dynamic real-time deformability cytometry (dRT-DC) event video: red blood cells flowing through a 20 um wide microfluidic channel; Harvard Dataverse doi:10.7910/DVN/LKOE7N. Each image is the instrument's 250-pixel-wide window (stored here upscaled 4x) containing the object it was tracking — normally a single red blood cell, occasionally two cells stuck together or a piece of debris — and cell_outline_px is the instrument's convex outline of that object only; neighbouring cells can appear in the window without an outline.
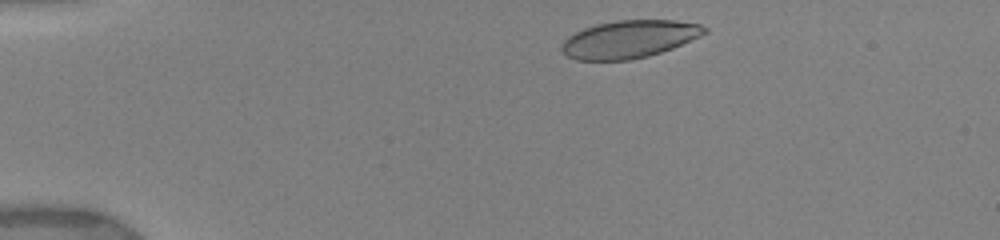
{"species": "human", "species_latin": "Homo sapiens", "temperature_condition": "warm", "stored_images_in_passage": 40, "camera_frame_rate_fps": 3000, "um_per_image_px": 0.085, "donor": {"sex": "female"}, "frame": {"image": 1, "passage_image": 3, "time_ms": 0.667, "image_size_px": [1000, 240], "cell_outline_px": [[708, 32], [700, 36], [672, 48], [648, 56], [628, 60], [576, 60], [568, 56], [560, 48], [560, 44], [568, 36], [584, 28], [596, 24], [616, 20], [676, 20], [700, 24], [708, 28]], "centroid_in_image_um": [53.48, 3.32], "position_along_channel_um": 31.5, "area_um2": 31.33}}
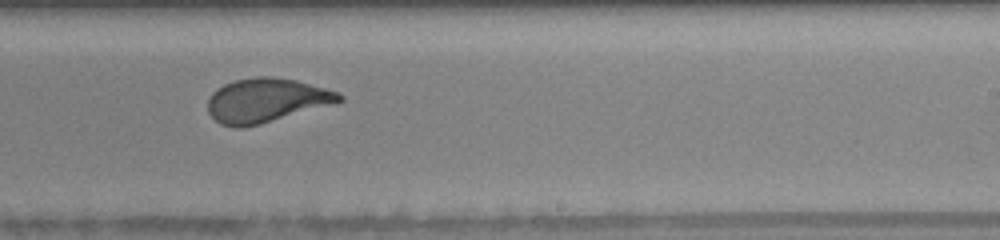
{"frame": {"image": 2, "passage_image": 23, "time_ms": 8.333, "image_size_px": [1000, 240], "cell_outline_px": [[344, 100], [336, 104], [260, 124], [240, 128], [236, 128], [220, 124], [208, 112], [208, 100], [212, 92], [216, 88], [224, 84], [236, 80], [256, 76], [272, 76], [296, 80], [340, 92], [344, 96]], "centroid_in_image_um": [22.67, 8.53], "position_along_channel_um": 266.3, "area_um2": 34.1}}
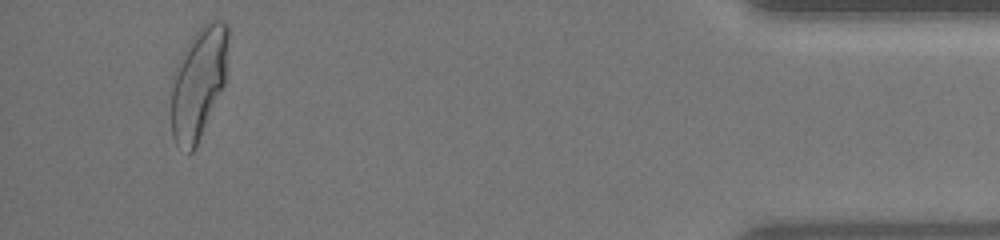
{"frame": {"image": 3, "passage_image": 37, "time_ms": 13.667, "image_size_px": [1000, 240], "cell_outline_px": [[228, 40], [224, 84], [196, 148], [192, 152], [188, 152], [176, 144], [172, 136], [172, 88], [176, 68], [180, 56], [184, 48], [192, 36], [204, 24], [212, 20], [224, 20], [228, 24]], "centroid_in_image_um": [16.88, 7.04], "position_along_channel_um": 418.3, "area_um2": 36.65}, "authors_computed_cell_mechanics": {"area_um2": 33.9575, "velocity_mm_per_s": 3.9512, "shape_relaxation_time_tau1_ms": 4.5028, "shape_relaxation_time_tau2_ms": null, "deformation_change_tau1": 0.1832, "deformation_change_tau2": null}}